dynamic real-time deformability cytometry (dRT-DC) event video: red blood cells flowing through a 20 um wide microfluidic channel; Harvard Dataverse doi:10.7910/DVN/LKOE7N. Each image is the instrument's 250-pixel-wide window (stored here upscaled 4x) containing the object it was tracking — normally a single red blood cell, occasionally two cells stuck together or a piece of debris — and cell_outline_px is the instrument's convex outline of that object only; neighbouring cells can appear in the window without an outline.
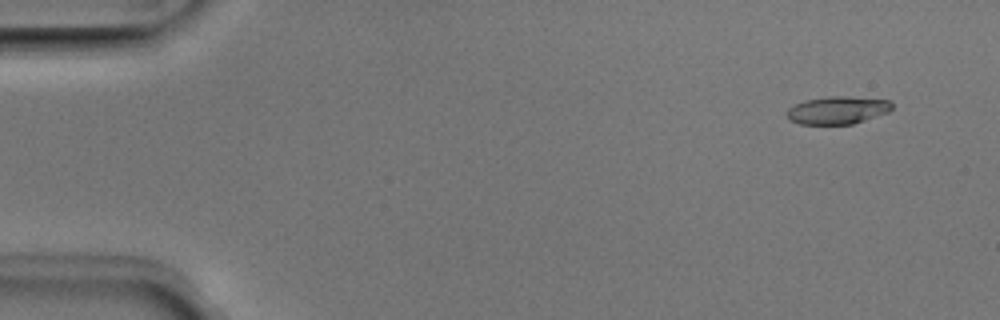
{"species": "Egyptian fruit bat (a non-hibernating species)", "species_latin": "Rousettus aegyptiacus", "temperature_condition": "room temperature", "stored_images_in_passage": 36, "camera_frame_rate_fps": 3000, "um_per_image_px": 0.085, "animal": {"sex": "male"}, "frame": {"image": 1, "passage_image": 4, "time_ms": 1.0, "image_size_px": [1000, 320], "cell_outline_px": [[892, 108], [888, 112], [852, 124], [800, 124], [788, 120], [788, 108], [804, 100], [832, 96], [844, 96], [892, 100]], "centroid_in_image_um": [71.2, 9.36], "position_along_channel_um": 13.8, "area_um2": 16.88}}
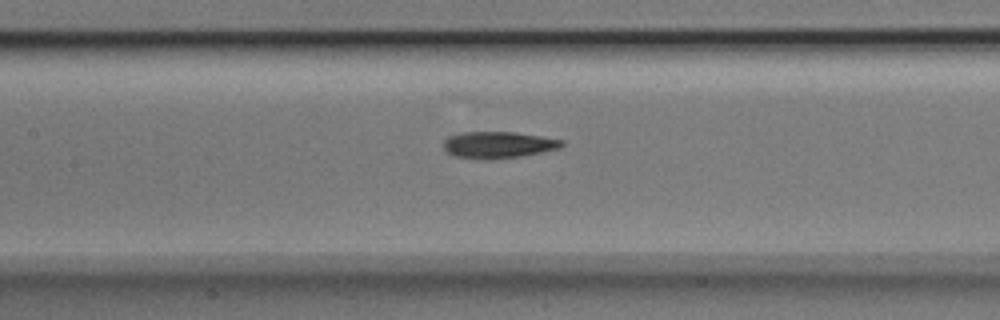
{"frame": {"image": 2, "passage_image": 24, "time_ms": 7.667, "image_size_px": [1000, 320], "cell_outline_px": [[564, 144], [560, 148], [520, 156], [456, 156], [448, 152], [444, 148], [444, 140], [448, 136], [464, 132], [516, 132], [564, 140]], "centroid_in_image_um": [42.4, 12.25], "position_along_channel_um": 165.0, "area_um2": 17.28}}
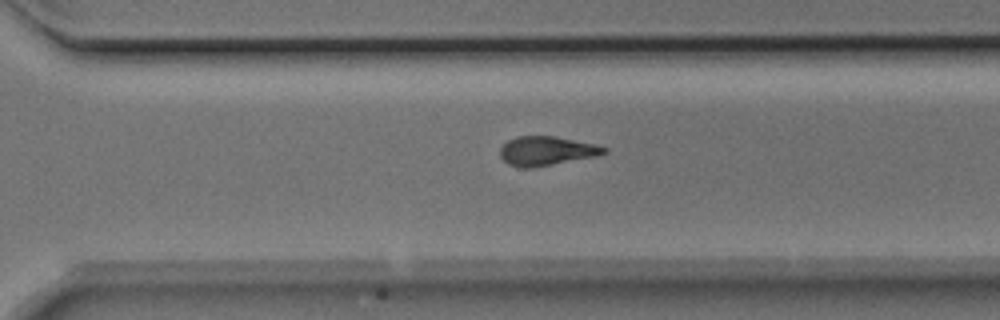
{"frame": {"image": 3, "passage_image": 36, "time_ms": 11.667, "image_size_px": [1000, 320], "cell_outline_px": [[608, 152], [596, 156], [532, 168], [524, 168], [508, 164], [500, 156], [500, 148], [508, 140], [516, 136], [556, 136], [596, 144], [608, 148]], "centroid_in_image_um": [46.47, 12.82], "position_along_channel_um": 324.1, "area_um2": 17.69}}